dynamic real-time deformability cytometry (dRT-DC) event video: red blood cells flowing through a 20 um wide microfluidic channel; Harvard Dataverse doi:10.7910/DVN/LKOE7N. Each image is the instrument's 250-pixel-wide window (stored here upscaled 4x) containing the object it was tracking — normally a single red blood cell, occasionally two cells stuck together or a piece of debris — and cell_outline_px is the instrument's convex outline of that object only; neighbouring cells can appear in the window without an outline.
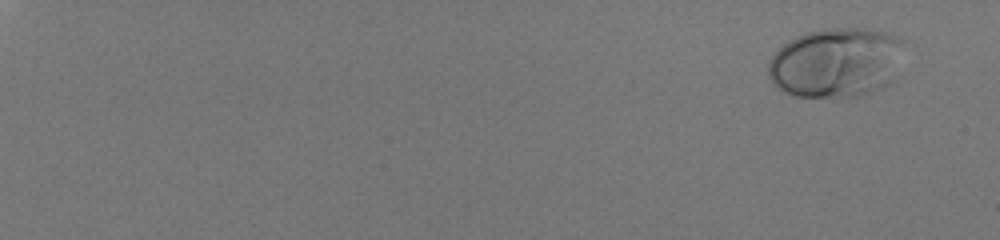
{"species": "human", "species_latin": "Homo sapiens", "temperature_condition": "room temperature", "stored_images_in_passage": 54, "camera_frame_rate_fps": 3000, "um_per_image_px": 0.085, "donor": {"sex": "male"}, "frame": {"image": 1, "passage_image": 1, "time_ms": 0.0, "image_size_px": [1000, 240], "cell_outline_px": [[904, 40], [888, 84], [872, 92], [856, 96], [796, 96], [784, 92], [772, 84], [768, 76], [768, 60], [784, 44], [796, 36], [808, 32], [828, 28], [868, 28], [888, 32], [900, 36]], "centroid_in_image_um": [71.01, 5.3], "position_along_channel_um": 14.0, "area_um2": 54.68}}
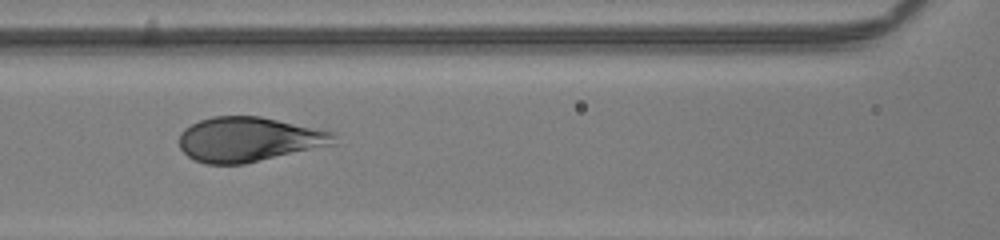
{"frame": {"image": 2, "passage_image": 29, "time_ms": 9.333, "image_size_px": [1000, 240], "cell_outline_px": [[336, 144], [244, 164], [204, 164], [188, 156], [180, 148], [180, 132], [184, 128], [200, 120], [212, 116], [260, 116], [336, 132]], "centroid_in_image_um": [21.17, 11.84], "position_along_channel_um": 145.4, "area_um2": 40.4}}
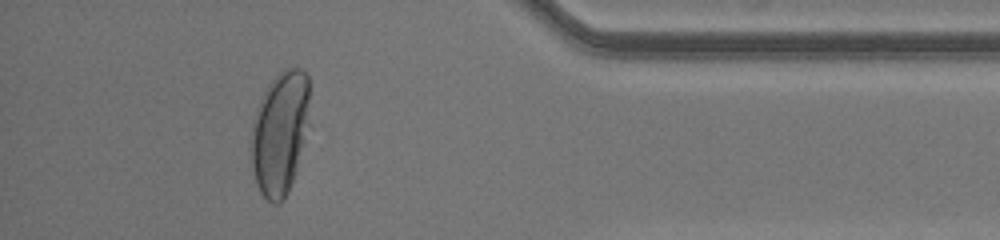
{"frame": {"image": 3, "passage_image": 50, "time_ms": 16.333, "image_size_px": [1000, 240], "cell_outline_px": [[308, 124], [296, 172], [288, 192], [284, 200], [280, 204], [272, 204], [260, 192], [256, 184], [252, 168], [252, 120], [256, 108], [268, 84], [284, 68], [300, 68], [308, 76]], "centroid_in_image_um": [23.78, 11.32], "position_along_channel_um": 411.4, "area_um2": 41.91}, "authors_computed_cell_mechanics": {"area_um2": 44.5638, "velocity_mm_per_s": 4.0775, "shape_relaxation_time_tau1_ms": 2.873, "shape_relaxation_time_tau2_ms": null, "deformation_change_tau1": 0.1663, "deformation_change_tau2": null}}